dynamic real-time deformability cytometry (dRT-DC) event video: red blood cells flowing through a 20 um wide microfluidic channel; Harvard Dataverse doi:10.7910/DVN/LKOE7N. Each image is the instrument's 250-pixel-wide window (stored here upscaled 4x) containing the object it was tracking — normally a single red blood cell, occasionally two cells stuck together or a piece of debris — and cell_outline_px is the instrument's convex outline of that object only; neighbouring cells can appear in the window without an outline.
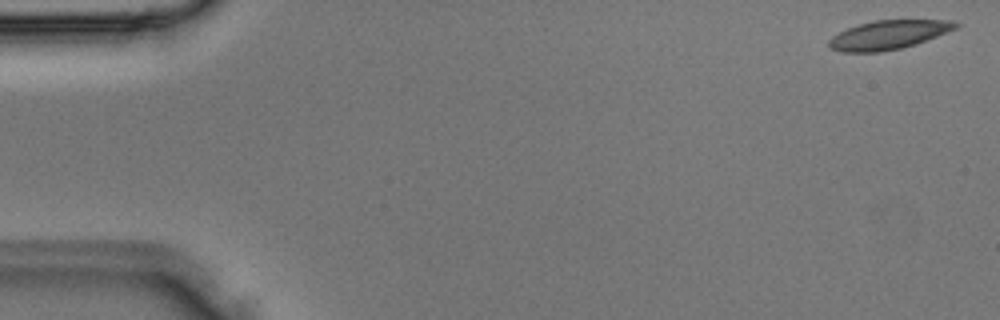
{"species": "Egyptian fruit bat (a non-hibernating species)", "species_latin": "Rousettus aegyptiacus", "temperature_condition": "room temperature", "stored_images_in_passage": 3, "camera_frame_rate_fps": 3000, "um_per_image_px": 0.085, "animal": {"sex": "male"}, "frame": {"image": 1, "passage_image": 1, "time_ms": 0.0, "image_size_px": [1000, 320], "cell_outline_px": [[960, 24], [956, 28], [936, 36], [900, 48], [880, 52], [840, 52], [828, 48], [828, 40], [832, 36], [856, 24], [872, 20], [948, 20]], "centroid_in_image_um": [75.43, 2.96], "position_along_channel_um": 9.6, "area_um2": 21.15}}